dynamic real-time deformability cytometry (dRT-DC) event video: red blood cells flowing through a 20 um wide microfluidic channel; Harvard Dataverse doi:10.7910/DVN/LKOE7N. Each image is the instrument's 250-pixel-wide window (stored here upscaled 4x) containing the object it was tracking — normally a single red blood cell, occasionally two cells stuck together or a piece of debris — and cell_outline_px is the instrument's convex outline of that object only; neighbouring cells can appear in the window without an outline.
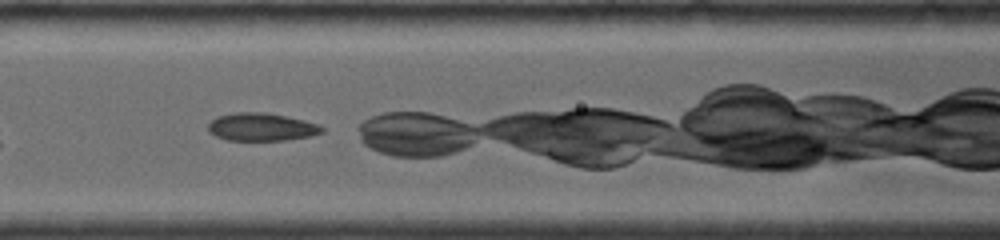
{"species": "common noctule bat (a hibernating species)", "species_latin": "Nyctalus noctula", "temperature_condition": "room temperature", "stored_images_in_passage": 8, "camera_frame_rate_fps": 4000, "um_per_image_px": 0.085, "animal": {"sex": "female", "body_mass_g": 19.0, "forearm_length_mm": 56.7}, "frame": {"image": 1, "passage_image": 4, "time_ms": 2.5, "image_size_px": [1000, 240], "cell_outline_px": [[324, 132], [312, 136], [284, 140], [228, 140], [216, 136], [208, 132], [208, 124], [216, 116], [232, 112], [264, 112], [288, 116], [320, 124], [324, 128]], "centroid_in_image_um": [22.24, 10.78], "position_along_channel_um": 144.4, "area_um2": 18.73}}